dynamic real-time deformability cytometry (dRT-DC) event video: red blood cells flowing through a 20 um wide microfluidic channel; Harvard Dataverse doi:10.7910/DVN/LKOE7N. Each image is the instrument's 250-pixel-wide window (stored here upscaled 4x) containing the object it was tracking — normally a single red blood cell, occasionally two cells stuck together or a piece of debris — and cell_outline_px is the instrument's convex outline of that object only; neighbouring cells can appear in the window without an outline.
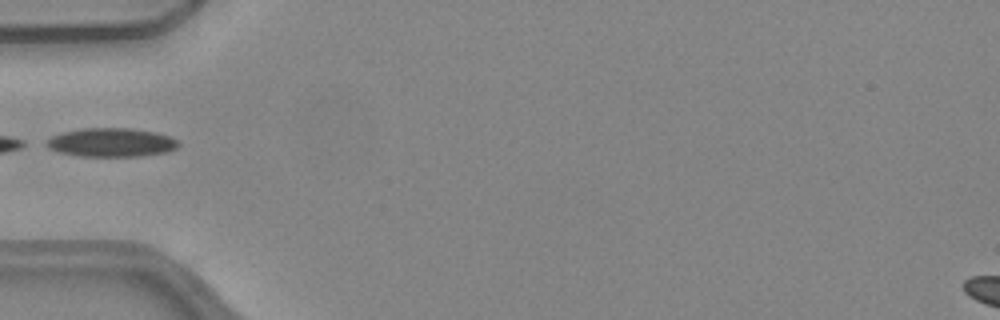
{"species": "common noctule bat (a hibernating species)", "species_latin": "Nyctalus noctula", "temperature_condition": "warm", "stored_images_in_passage": 8, "camera_frame_rate_fps": 3000, "um_per_image_px": 0.085, "animal": {"sex": "female", "body_mass_g": 24.6, "forearm_length_mm": 56.2}, "frame": {"image": 1, "passage_image": 1, "time_ms": 0.0, "image_size_px": [1000, 320], "cell_outline_px": [[180, 144], [176, 148], [168, 152], [144, 156], [80, 156], [56, 152], [40, 144], [52, 136], [64, 132], [84, 128], [128, 128], [156, 132], [168, 136], [176, 140]], "centroid_in_image_um": [9.41, 12.12], "position_along_channel_um": 75.6, "area_um2": 22.31}}